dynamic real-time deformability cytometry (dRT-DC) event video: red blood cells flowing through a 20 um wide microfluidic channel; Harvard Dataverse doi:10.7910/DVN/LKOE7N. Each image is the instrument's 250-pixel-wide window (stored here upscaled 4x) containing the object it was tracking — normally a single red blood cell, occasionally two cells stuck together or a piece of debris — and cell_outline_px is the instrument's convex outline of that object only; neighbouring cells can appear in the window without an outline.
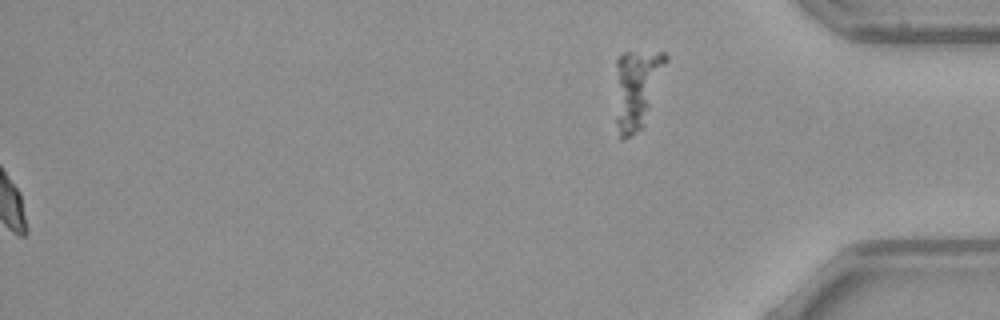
{"species": "common noctule bat (a hibernating species)", "species_latin": "Nyctalus noctula", "temperature_condition": "warm", "stored_images_in_passage": 55, "segment_of_instrument_passage": [2, 2], "camera_frame_rate_fps": 3000, "um_per_image_px": 0.085, "animal": {"sex": "female", "body_mass_g": 21.9}, "frame": {"image": 1, "passage_image": 55, "time_ms": 18.0, "image_size_px": [1000, 320], "cell_outline_px": [[668, 60], [644, 128], [632, 136], [624, 140], [620, 140], [616, 120], [616, 60], [624, 52], [664, 52], [668, 56]], "centroid_in_image_um": [54.14, 7.57], "position_along_channel_um": 381.1, "area_um2": 23.7}}